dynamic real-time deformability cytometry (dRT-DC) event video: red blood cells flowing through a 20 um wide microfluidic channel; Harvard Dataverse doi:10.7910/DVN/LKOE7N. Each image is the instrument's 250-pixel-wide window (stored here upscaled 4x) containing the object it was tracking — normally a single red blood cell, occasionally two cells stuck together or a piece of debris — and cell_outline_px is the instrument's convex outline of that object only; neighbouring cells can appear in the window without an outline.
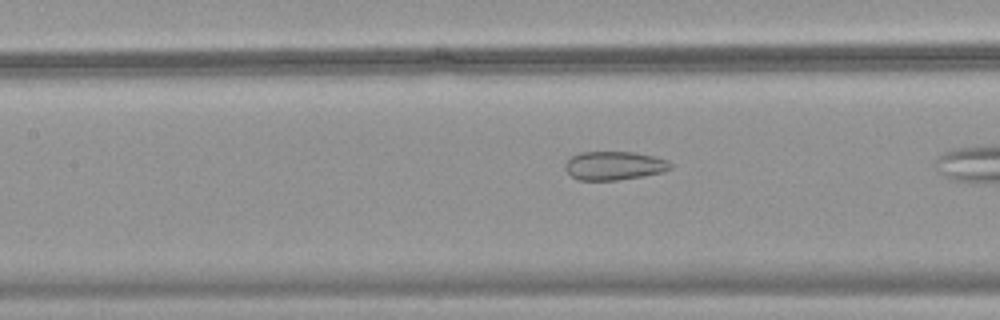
{"species": "common noctule bat (a hibernating species)", "species_latin": "Nyctalus noctula", "temperature_condition": "warm", "stored_images_in_passage": 25, "camera_frame_rate_fps": 3000, "um_per_image_px": 0.085, "animal": {"sex": "female", "body_mass_g": 18.4}, "frame": {"image": 1, "passage_image": 8, "time_ms": 2.333, "image_size_px": [1000, 320], "cell_outline_px": [[672, 168], [660, 172], [644, 176], [616, 180], [580, 180], [572, 176], [564, 168], [564, 164], [572, 156], [580, 152], [632, 152], [652, 156], [668, 160], [672, 164]], "centroid_in_image_um": [52.2, 14.08], "position_along_channel_um": 155.2, "area_um2": 17.46}}
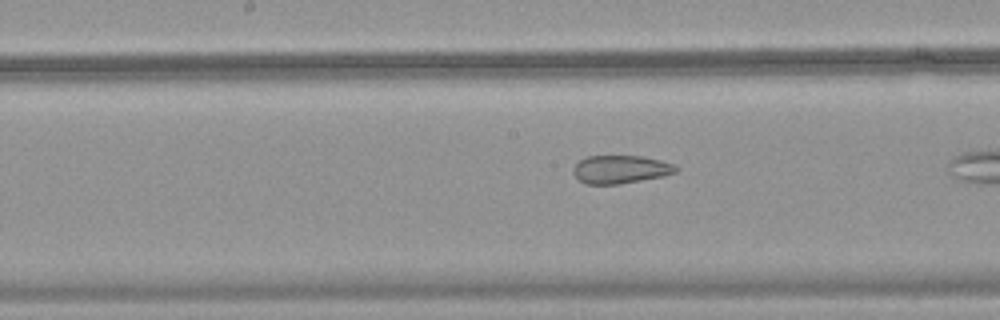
{"frame": {"image": 2, "passage_image": 11, "time_ms": 3.333, "image_size_px": [1000, 320], "cell_outline_px": [[680, 168], [676, 172], [664, 176], [620, 184], [584, 184], [572, 172], [572, 168], [580, 160], [588, 156], [644, 156], [660, 160], [672, 164]], "centroid_in_image_um": [52.75, 14.4], "position_along_channel_um": 195.5, "area_um2": 16.88}}